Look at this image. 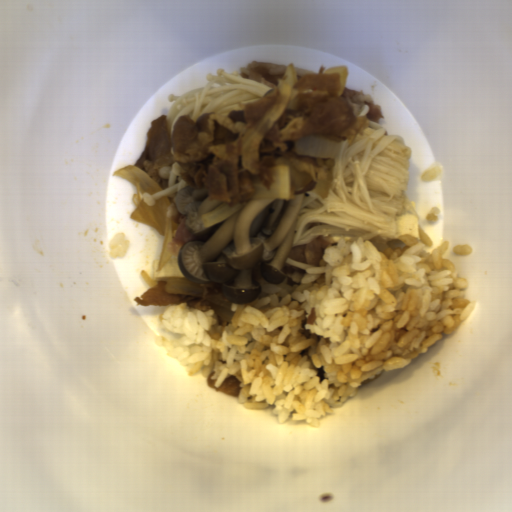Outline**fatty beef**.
Segmentation results:
<instances>
[{"label": "fatty beef", "mask_w": 512, "mask_h": 512, "mask_svg": "<svg viewBox=\"0 0 512 512\" xmlns=\"http://www.w3.org/2000/svg\"><path fill=\"white\" fill-rule=\"evenodd\" d=\"M318 73L295 67L298 81L281 115L274 121L258 146L260 174L253 175L242 167L241 144L244 135L272 105L279 85L259 100L238 104L240 110L227 115L204 112L194 121L188 114L179 117L171 133L167 115L150 122L143 150L133 166L145 171L159 183V169L177 162L179 173L190 189L204 188L209 201L224 202L228 207L251 201L256 183L269 191L275 181L277 156L286 158L292 169L308 175L315 182L325 181V168L313 158L298 156L285 141H298L308 136H323L351 144L365 132L369 122L381 124V104L369 93L343 88L338 96L339 73Z\"/></svg>", "instance_id": "8fa450e3"}, {"label": "fatty beef", "mask_w": 512, "mask_h": 512, "mask_svg": "<svg viewBox=\"0 0 512 512\" xmlns=\"http://www.w3.org/2000/svg\"><path fill=\"white\" fill-rule=\"evenodd\" d=\"M168 282H157L154 287H149L142 295L134 297L136 305L150 307L151 305H170L187 303L188 307L198 311L207 312L209 307L202 305V296L191 294H170L165 285Z\"/></svg>", "instance_id": "1bbc456c"}, {"label": "fatty beef", "mask_w": 512, "mask_h": 512, "mask_svg": "<svg viewBox=\"0 0 512 512\" xmlns=\"http://www.w3.org/2000/svg\"><path fill=\"white\" fill-rule=\"evenodd\" d=\"M213 373H209L206 378V384L209 385L211 388L216 390L217 392L224 393L227 395L232 396H238L241 389L239 388V380H237L233 376L227 377L225 380H223L218 388L215 387L216 379H211L213 376Z\"/></svg>", "instance_id": "7934fd38"}, {"label": "fatty beef", "mask_w": 512, "mask_h": 512, "mask_svg": "<svg viewBox=\"0 0 512 512\" xmlns=\"http://www.w3.org/2000/svg\"><path fill=\"white\" fill-rule=\"evenodd\" d=\"M289 64H274L251 61L245 67H240V76L249 78L274 89L286 72Z\"/></svg>", "instance_id": "51303b74"}, {"label": "fatty beef", "mask_w": 512, "mask_h": 512, "mask_svg": "<svg viewBox=\"0 0 512 512\" xmlns=\"http://www.w3.org/2000/svg\"><path fill=\"white\" fill-rule=\"evenodd\" d=\"M187 217L188 215L178 216L179 223L176 228L175 236L173 240L169 241L168 243V250L170 254L177 258L179 256L182 245L186 244L191 240L202 239L201 236H195L188 230L186 226Z\"/></svg>", "instance_id": "2513f850"}, {"label": "fatty beef", "mask_w": 512, "mask_h": 512, "mask_svg": "<svg viewBox=\"0 0 512 512\" xmlns=\"http://www.w3.org/2000/svg\"><path fill=\"white\" fill-rule=\"evenodd\" d=\"M328 246H337L330 232L327 235H318L305 245L291 247L287 258L300 263L322 267L324 250Z\"/></svg>", "instance_id": "5ad873be"}]
</instances>
